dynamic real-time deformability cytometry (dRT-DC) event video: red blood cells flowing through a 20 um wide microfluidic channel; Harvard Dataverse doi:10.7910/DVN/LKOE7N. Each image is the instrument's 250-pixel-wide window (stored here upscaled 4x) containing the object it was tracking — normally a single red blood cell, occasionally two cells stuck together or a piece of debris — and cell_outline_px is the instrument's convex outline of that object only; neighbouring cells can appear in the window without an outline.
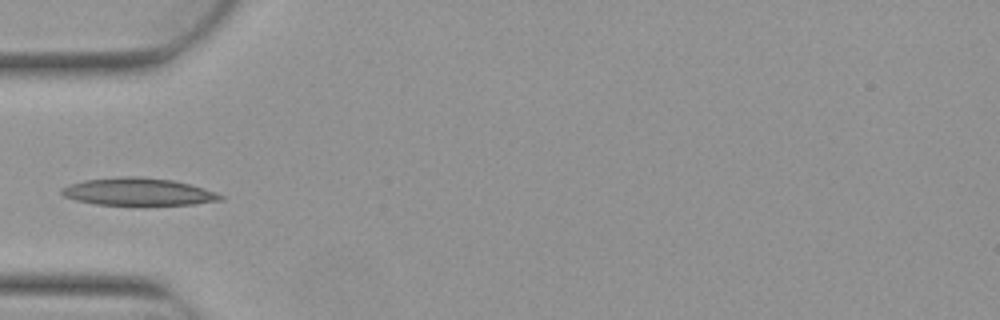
{"species": "Egyptian fruit bat (a non-hibernating species)", "species_latin": "Rousettus aegyptiacus", "temperature_condition": "warm", "stored_images_in_passage": 2, "camera_frame_rate_fps": 3000, "um_per_image_px": 0.085, "animal": {"sex": "female"}, "frame": {"image": 1, "passage_image": 2, "time_ms": 0.333, "image_size_px": [1000, 320], "cell_outline_px": [[224, 200], [192, 204], [96, 204], [76, 200], [64, 196], [60, 192], [60, 188], [68, 184], [84, 180], [120, 176], [140, 176], [172, 180], [204, 188], [216, 192], [224, 196]], "centroid_in_image_um": [11.73, 16.28], "position_along_channel_um": 73.3, "area_um2": 25.26}}